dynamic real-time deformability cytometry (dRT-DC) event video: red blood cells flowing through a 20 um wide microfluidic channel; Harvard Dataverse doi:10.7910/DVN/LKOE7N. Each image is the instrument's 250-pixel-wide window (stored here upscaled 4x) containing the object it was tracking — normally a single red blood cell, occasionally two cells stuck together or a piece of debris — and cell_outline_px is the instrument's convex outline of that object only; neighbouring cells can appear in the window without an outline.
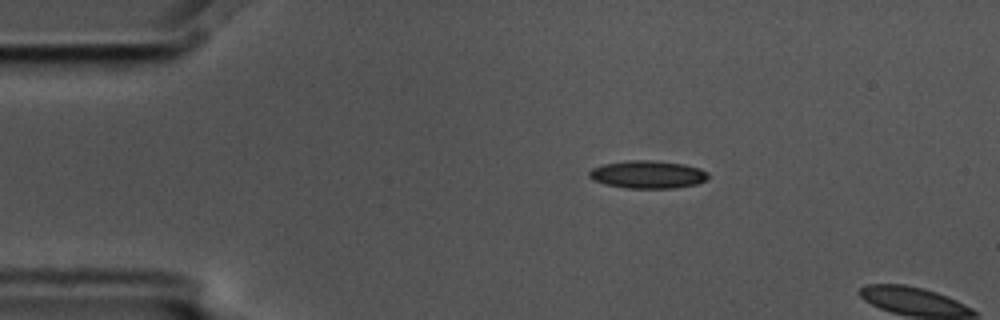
{"species": "common noctule bat (a hibernating species)", "species_latin": "Nyctalus noctula", "temperature_condition": "cold", "stored_images_in_passage": 2, "camera_frame_rate_fps": 3000, "um_per_image_px": 0.085, "animal": {"sex": "male", "body_mass_g": 17.5, "forearm_length_mm": 52.3}, "frame": {"image": 1, "passage_image": 1, "time_ms": 0.0, "image_size_px": [1000, 320], "cell_outline_px": [[708, 180], [696, 184], [672, 188], [624, 188], [604, 184], [592, 180], [588, 176], [588, 172], [592, 168], [604, 164], [632, 160], [652, 160], [684, 164], [700, 168], [708, 172]], "centroid_in_image_um": [55.05, 14.83], "position_along_channel_um": 29.9, "area_um2": 19.36}}